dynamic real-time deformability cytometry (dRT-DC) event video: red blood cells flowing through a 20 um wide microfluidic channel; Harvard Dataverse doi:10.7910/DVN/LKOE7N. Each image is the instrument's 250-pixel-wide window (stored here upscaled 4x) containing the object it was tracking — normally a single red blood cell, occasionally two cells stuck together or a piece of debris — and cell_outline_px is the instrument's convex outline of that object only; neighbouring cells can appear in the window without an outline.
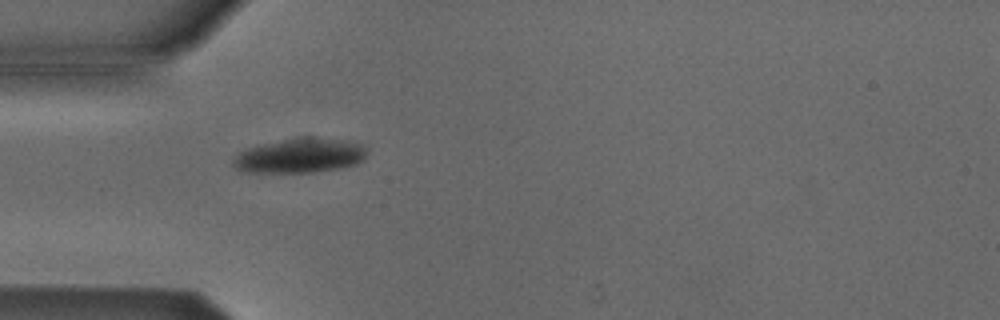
{"species": "Egyptian fruit bat (a non-hibernating species)", "species_latin": "Rousettus aegyptiacus", "temperature_condition": "cold", "stored_images_in_passage": 4, "camera_frame_rate_fps": 3000, "um_per_image_px": 0.085, "animal": {"sex": "male"}, "frame": {"image": 1, "passage_image": 4, "time_ms": 4.333, "image_size_px": [1000, 320], "cell_outline_px": [[368, 152], [364, 160], [356, 164], [340, 168], [312, 172], [240, 172], [232, 164], [232, 160], [240, 152], [248, 148], [260, 144], [304, 136], [316, 136], [352, 140], [364, 144], [368, 148]], "centroid_in_image_um": [25.58, 13.2], "position_along_channel_um": 59.4, "area_um2": 27.57}}